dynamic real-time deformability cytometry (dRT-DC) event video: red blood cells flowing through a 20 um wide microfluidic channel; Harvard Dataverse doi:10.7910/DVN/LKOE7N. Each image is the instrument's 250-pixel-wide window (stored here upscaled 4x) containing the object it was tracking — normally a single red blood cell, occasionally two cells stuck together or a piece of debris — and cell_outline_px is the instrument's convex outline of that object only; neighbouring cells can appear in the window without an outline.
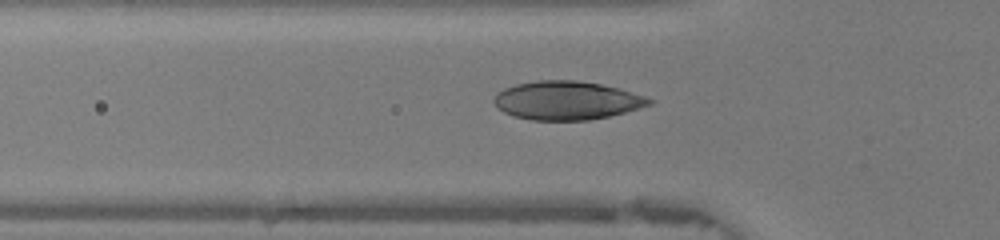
{"species": "human", "species_latin": "Homo sapiens", "temperature_condition": "warm", "stored_images_in_passage": 45, "camera_frame_rate_fps": 3000, "um_per_image_px": 0.085, "donor": {"sex": "female"}, "frame": {"image": 1, "passage_image": 14, "time_ms": 4.333, "image_size_px": [1000, 240], "cell_outline_px": [[656, 100], [652, 104], [624, 112], [608, 116], [588, 120], [532, 120], [512, 116], [504, 112], [492, 100], [496, 92], [504, 88], [516, 84], [536, 80], [576, 80], [600, 84], [616, 88], [644, 96]], "centroid_in_image_um": [48.14, 8.53], "position_along_channel_um": 77.7, "area_um2": 34.74}}
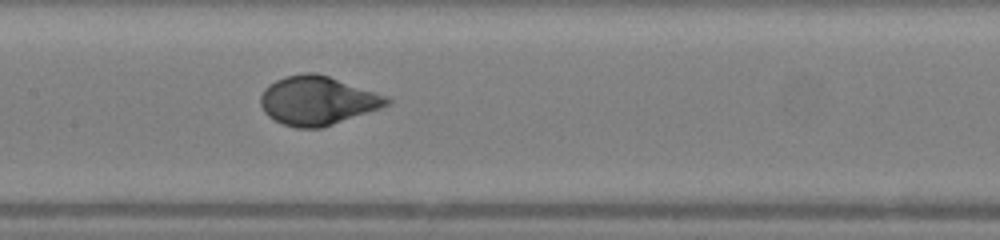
{"frame": {"image": 2, "passage_image": 21, "time_ms": 6.667, "image_size_px": [1000, 240], "cell_outline_px": [[392, 104], [320, 128], [296, 128], [284, 124], [268, 116], [264, 112], [260, 104], [260, 96], [264, 88], [268, 84], [284, 76], [304, 72], [316, 72], [328, 76], [384, 96], [392, 100]], "centroid_in_image_um": [26.92, 8.54], "position_along_channel_um": 180.5, "area_um2": 35.55}}
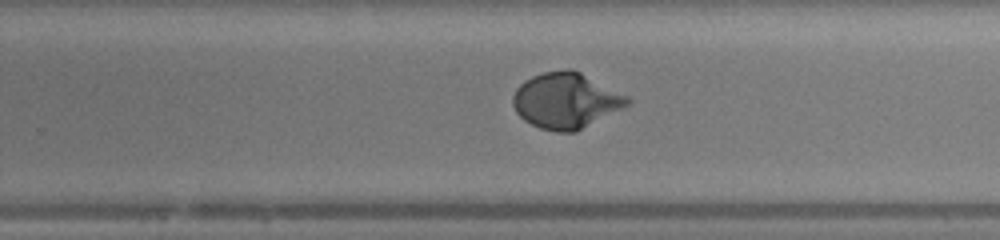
{"frame": {"image": 3, "passage_image": 28, "time_ms": 9.0, "image_size_px": [1000, 240], "cell_outline_px": [[632, 100], [628, 104], [576, 132], [556, 132], [540, 128], [524, 120], [516, 112], [512, 104], [512, 96], [516, 88], [524, 80], [532, 76], [544, 72], [568, 68], [572, 68], [628, 96]], "centroid_in_image_um": [48.06, 8.54], "position_along_channel_um": 281.7, "area_um2": 36.99}, "authors_computed_cell_mechanics": {"area_um2": 36.125, "velocity_mm_per_s": 4.3494, "shape_relaxation_time_tau1_ms": 3.3629, "shape_relaxation_time_tau2_ms": null, "deformation_change_tau1": 0.2211, "deformation_change_tau2": null}}